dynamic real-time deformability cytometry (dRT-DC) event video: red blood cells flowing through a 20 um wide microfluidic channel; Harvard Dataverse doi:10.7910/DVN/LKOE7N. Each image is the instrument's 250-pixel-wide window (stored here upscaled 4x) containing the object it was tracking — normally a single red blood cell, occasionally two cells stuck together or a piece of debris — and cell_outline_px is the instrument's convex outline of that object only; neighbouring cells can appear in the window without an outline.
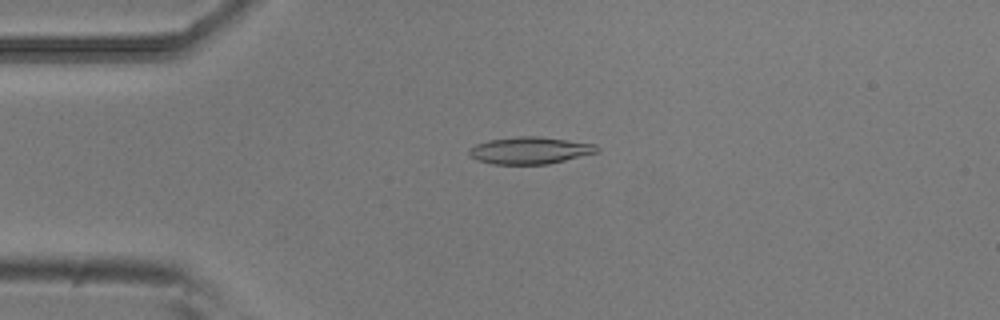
{"species": "common noctule bat (a hibernating species)", "species_latin": "Nyctalus noctula", "temperature_condition": "room temperature", "stored_images_in_passage": 52, "camera_frame_rate_fps": 3000, "um_per_image_px": 0.085, "animal": {"sex": "male", "body_mass_g": 20.5, "forearm_length_mm": 52.5}, "frame": {"image": 1, "passage_image": 12, "time_ms": 3.667, "image_size_px": [1000, 320], "cell_outline_px": [[600, 152], [548, 164], [492, 164], [476, 160], [468, 152], [468, 148], [476, 144], [488, 140], [520, 136], [540, 136], [596, 144], [600, 148]], "centroid_in_image_um": [45.07, 12.78], "position_along_channel_um": 39.9, "area_um2": 20.29}}
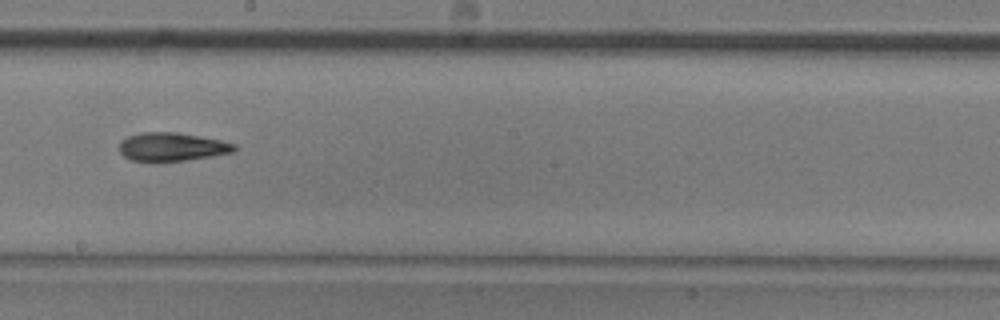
{"frame": {"image": 2, "passage_image": 29, "time_ms": 9.333, "image_size_px": [1000, 320], "cell_outline_px": [[236, 152], [212, 156], [184, 160], [132, 160], [124, 156], [120, 152], [120, 140], [128, 136], [140, 132], [176, 132], [200, 136], [220, 140], [236, 144]], "centroid_in_image_um": [14.64, 12.46], "position_along_channel_um": 233.6, "area_um2": 18.84}}
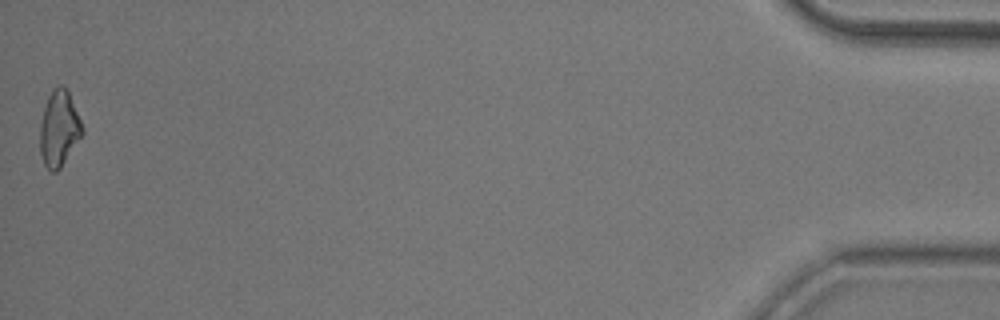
{"frame": {"image": 3, "passage_image": 52, "time_ms": 17.0, "image_size_px": [1000, 320], "cell_outline_px": [[84, 132], [60, 168], [56, 172], [52, 172], [44, 164], [40, 152], [40, 124], [44, 108], [48, 96], [52, 88], [60, 84], [68, 92], [84, 128]], "centroid_in_image_um": [5.01, 10.93], "position_along_channel_um": 430.2, "area_um2": 18.44}, "authors_computed_cell_mechanics": {"area_um2": 19.0162, "velocity_mm_per_s": 3.8409, "shape_relaxation_time_tau1_ms": 7.1875, "shape_relaxation_time_tau2_ms": 8.2018, "deformation_change_tau1": 0.1917, "deformation_change_tau2": 0.2007}}